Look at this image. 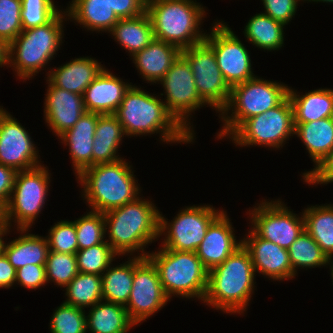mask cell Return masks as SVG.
Listing matches in <instances>:
<instances>
[{
	"mask_svg": "<svg viewBox=\"0 0 333 333\" xmlns=\"http://www.w3.org/2000/svg\"><path fill=\"white\" fill-rule=\"evenodd\" d=\"M121 123L126 137L159 133L165 143H193L188 133L169 113L160 97L153 96L141 87L132 85L114 114Z\"/></svg>",
	"mask_w": 333,
	"mask_h": 333,
	"instance_id": "cell-1",
	"label": "cell"
},
{
	"mask_svg": "<svg viewBox=\"0 0 333 333\" xmlns=\"http://www.w3.org/2000/svg\"><path fill=\"white\" fill-rule=\"evenodd\" d=\"M160 211L151 199L137 197L121 207L111 209L104 214L105 232L109 239H105L119 256L147 257V245L159 236Z\"/></svg>",
	"mask_w": 333,
	"mask_h": 333,
	"instance_id": "cell-2",
	"label": "cell"
},
{
	"mask_svg": "<svg viewBox=\"0 0 333 333\" xmlns=\"http://www.w3.org/2000/svg\"><path fill=\"white\" fill-rule=\"evenodd\" d=\"M249 251L238 247L222 264L208 271L204 304L228 314H244L255 290Z\"/></svg>",
	"mask_w": 333,
	"mask_h": 333,
	"instance_id": "cell-3",
	"label": "cell"
},
{
	"mask_svg": "<svg viewBox=\"0 0 333 333\" xmlns=\"http://www.w3.org/2000/svg\"><path fill=\"white\" fill-rule=\"evenodd\" d=\"M125 160L95 164L76 177L91 211L105 213L141 196L132 166Z\"/></svg>",
	"mask_w": 333,
	"mask_h": 333,
	"instance_id": "cell-4",
	"label": "cell"
},
{
	"mask_svg": "<svg viewBox=\"0 0 333 333\" xmlns=\"http://www.w3.org/2000/svg\"><path fill=\"white\" fill-rule=\"evenodd\" d=\"M154 38L171 43L180 50L205 40L201 22L206 11L196 0H146Z\"/></svg>",
	"mask_w": 333,
	"mask_h": 333,
	"instance_id": "cell-5",
	"label": "cell"
},
{
	"mask_svg": "<svg viewBox=\"0 0 333 333\" xmlns=\"http://www.w3.org/2000/svg\"><path fill=\"white\" fill-rule=\"evenodd\" d=\"M67 17L66 10H61L47 24L22 30L9 44L8 67H12L19 79L33 78L54 59L63 43V22Z\"/></svg>",
	"mask_w": 333,
	"mask_h": 333,
	"instance_id": "cell-6",
	"label": "cell"
},
{
	"mask_svg": "<svg viewBox=\"0 0 333 333\" xmlns=\"http://www.w3.org/2000/svg\"><path fill=\"white\" fill-rule=\"evenodd\" d=\"M147 257L156 266L162 288L169 300L176 295L203 301L208 285V270L196 252L161 247L157 252L149 251Z\"/></svg>",
	"mask_w": 333,
	"mask_h": 333,
	"instance_id": "cell-7",
	"label": "cell"
},
{
	"mask_svg": "<svg viewBox=\"0 0 333 333\" xmlns=\"http://www.w3.org/2000/svg\"><path fill=\"white\" fill-rule=\"evenodd\" d=\"M288 91V85L258 76L233 86L230 100L219 114L223 128L217 138L229 137L245 120L278 106Z\"/></svg>",
	"mask_w": 333,
	"mask_h": 333,
	"instance_id": "cell-8",
	"label": "cell"
},
{
	"mask_svg": "<svg viewBox=\"0 0 333 333\" xmlns=\"http://www.w3.org/2000/svg\"><path fill=\"white\" fill-rule=\"evenodd\" d=\"M49 169L44 164L16 172L10 199L5 206V222L8 229H30L44 208L51 182ZM17 223V224H16Z\"/></svg>",
	"mask_w": 333,
	"mask_h": 333,
	"instance_id": "cell-9",
	"label": "cell"
},
{
	"mask_svg": "<svg viewBox=\"0 0 333 333\" xmlns=\"http://www.w3.org/2000/svg\"><path fill=\"white\" fill-rule=\"evenodd\" d=\"M294 111L287 96L278 106L245 120L228 138L240 147L282 148L294 135Z\"/></svg>",
	"mask_w": 333,
	"mask_h": 333,
	"instance_id": "cell-10",
	"label": "cell"
},
{
	"mask_svg": "<svg viewBox=\"0 0 333 333\" xmlns=\"http://www.w3.org/2000/svg\"><path fill=\"white\" fill-rule=\"evenodd\" d=\"M224 211L211 205L186 206L173 220L159 213V236L163 248L196 252L210 224Z\"/></svg>",
	"mask_w": 333,
	"mask_h": 333,
	"instance_id": "cell-11",
	"label": "cell"
},
{
	"mask_svg": "<svg viewBox=\"0 0 333 333\" xmlns=\"http://www.w3.org/2000/svg\"><path fill=\"white\" fill-rule=\"evenodd\" d=\"M194 80L188 61L180 54L158 84L163 86L164 103L169 113L195 138L190 115L209 105L199 96Z\"/></svg>",
	"mask_w": 333,
	"mask_h": 333,
	"instance_id": "cell-12",
	"label": "cell"
},
{
	"mask_svg": "<svg viewBox=\"0 0 333 333\" xmlns=\"http://www.w3.org/2000/svg\"><path fill=\"white\" fill-rule=\"evenodd\" d=\"M181 55L191 67L199 96L220 114L230 100L231 88L217 65L213 48L204 40L182 49Z\"/></svg>",
	"mask_w": 333,
	"mask_h": 333,
	"instance_id": "cell-13",
	"label": "cell"
},
{
	"mask_svg": "<svg viewBox=\"0 0 333 333\" xmlns=\"http://www.w3.org/2000/svg\"><path fill=\"white\" fill-rule=\"evenodd\" d=\"M246 212L249 213L251 230L267 241L288 249L304 230L303 214L290 211L281 200H262Z\"/></svg>",
	"mask_w": 333,
	"mask_h": 333,
	"instance_id": "cell-14",
	"label": "cell"
},
{
	"mask_svg": "<svg viewBox=\"0 0 333 333\" xmlns=\"http://www.w3.org/2000/svg\"><path fill=\"white\" fill-rule=\"evenodd\" d=\"M213 24L205 41L213 48L217 65L225 82L232 88L255 78L246 46L226 23L217 20Z\"/></svg>",
	"mask_w": 333,
	"mask_h": 333,
	"instance_id": "cell-15",
	"label": "cell"
},
{
	"mask_svg": "<svg viewBox=\"0 0 333 333\" xmlns=\"http://www.w3.org/2000/svg\"><path fill=\"white\" fill-rule=\"evenodd\" d=\"M170 301L162 288L156 266L148 257L134 265L132 290L125 306L131 321L138 325L160 311Z\"/></svg>",
	"mask_w": 333,
	"mask_h": 333,
	"instance_id": "cell-16",
	"label": "cell"
},
{
	"mask_svg": "<svg viewBox=\"0 0 333 333\" xmlns=\"http://www.w3.org/2000/svg\"><path fill=\"white\" fill-rule=\"evenodd\" d=\"M28 130L0 106V163L16 172L42 165ZM40 160H39V159Z\"/></svg>",
	"mask_w": 333,
	"mask_h": 333,
	"instance_id": "cell-17",
	"label": "cell"
},
{
	"mask_svg": "<svg viewBox=\"0 0 333 333\" xmlns=\"http://www.w3.org/2000/svg\"><path fill=\"white\" fill-rule=\"evenodd\" d=\"M242 244L251 255L255 274H262L273 281L297 276L293 273L287 249L258 237L251 229L246 238H242Z\"/></svg>",
	"mask_w": 333,
	"mask_h": 333,
	"instance_id": "cell-18",
	"label": "cell"
},
{
	"mask_svg": "<svg viewBox=\"0 0 333 333\" xmlns=\"http://www.w3.org/2000/svg\"><path fill=\"white\" fill-rule=\"evenodd\" d=\"M47 93L44 101V118L52 133L59 137L71 129L86 112L83 95L60 89L47 79Z\"/></svg>",
	"mask_w": 333,
	"mask_h": 333,
	"instance_id": "cell-19",
	"label": "cell"
},
{
	"mask_svg": "<svg viewBox=\"0 0 333 333\" xmlns=\"http://www.w3.org/2000/svg\"><path fill=\"white\" fill-rule=\"evenodd\" d=\"M226 211H223L208 227L206 234L196 250V254L210 271L222 264L238 247L242 239L236 240L234 227Z\"/></svg>",
	"mask_w": 333,
	"mask_h": 333,
	"instance_id": "cell-20",
	"label": "cell"
},
{
	"mask_svg": "<svg viewBox=\"0 0 333 333\" xmlns=\"http://www.w3.org/2000/svg\"><path fill=\"white\" fill-rule=\"evenodd\" d=\"M131 86V83L123 82L122 78L104 68L85 89L83 100L86 112L115 114Z\"/></svg>",
	"mask_w": 333,
	"mask_h": 333,
	"instance_id": "cell-21",
	"label": "cell"
},
{
	"mask_svg": "<svg viewBox=\"0 0 333 333\" xmlns=\"http://www.w3.org/2000/svg\"><path fill=\"white\" fill-rule=\"evenodd\" d=\"M98 121V113L85 112L75 125L61 134L58 139L64 146H69L74 174L78 176L82 171L92 166L93 140Z\"/></svg>",
	"mask_w": 333,
	"mask_h": 333,
	"instance_id": "cell-22",
	"label": "cell"
},
{
	"mask_svg": "<svg viewBox=\"0 0 333 333\" xmlns=\"http://www.w3.org/2000/svg\"><path fill=\"white\" fill-rule=\"evenodd\" d=\"M92 57H79L47 73V80L54 86L83 95L85 89L105 68Z\"/></svg>",
	"mask_w": 333,
	"mask_h": 333,
	"instance_id": "cell-23",
	"label": "cell"
},
{
	"mask_svg": "<svg viewBox=\"0 0 333 333\" xmlns=\"http://www.w3.org/2000/svg\"><path fill=\"white\" fill-rule=\"evenodd\" d=\"M180 54L181 50L177 46L154 39L131 59L143 80L156 84L165 76Z\"/></svg>",
	"mask_w": 333,
	"mask_h": 333,
	"instance_id": "cell-24",
	"label": "cell"
},
{
	"mask_svg": "<svg viewBox=\"0 0 333 333\" xmlns=\"http://www.w3.org/2000/svg\"><path fill=\"white\" fill-rule=\"evenodd\" d=\"M18 238L11 242L2 239L1 251L17 270L27 264L45 265L50 251L46 236L31 234L28 229H16ZM28 232V233H27Z\"/></svg>",
	"mask_w": 333,
	"mask_h": 333,
	"instance_id": "cell-25",
	"label": "cell"
},
{
	"mask_svg": "<svg viewBox=\"0 0 333 333\" xmlns=\"http://www.w3.org/2000/svg\"><path fill=\"white\" fill-rule=\"evenodd\" d=\"M68 20L87 29V31L109 33L120 20L107 0H72L65 9Z\"/></svg>",
	"mask_w": 333,
	"mask_h": 333,
	"instance_id": "cell-26",
	"label": "cell"
},
{
	"mask_svg": "<svg viewBox=\"0 0 333 333\" xmlns=\"http://www.w3.org/2000/svg\"><path fill=\"white\" fill-rule=\"evenodd\" d=\"M125 132L114 114H98L93 140L92 166L99 163H113L120 160L118 148Z\"/></svg>",
	"mask_w": 333,
	"mask_h": 333,
	"instance_id": "cell-27",
	"label": "cell"
},
{
	"mask_svg": "<svg viewBox=\"0 0 333 333\" xmlns=\"http://www.w3.org/2000/svg\"><path fill=\"white\" fill-rule=\"evenodd\" d=\"M289 86L288 97L294 111V123H307L333 117V89L319 88L300 95Z\"/></svg>",
	"mask_w": 333,
	"mask_h": 333,
	"instance_id": "cell-28",
	"label": "cell"
},
{
	"mask_svg": "<svg viewBox=\"0 0 333 333\" xmlns=\"http://www.w3.org/2000/svg\"><path fill=\"white\" fill-rule=\"evenodd\" d=\"M109 33L126 52L128 50L131 57L155 39L147 11L137 17L120 19Z\"/></svg>",
	"mask_w": 333,
	"mask_h": 333,
	"instance_id": "cell-29",
	"label": "cell"
},
{
	"mask_svg": "<svg viewBox=\"0 0 333 333\" xmlns=\"http://www.w3.org/2000/svg\"><path fill=\"white\" fill-rule=\"evenodd\" d=\"M294 125V135L302 140L316 168L333 150V117Z\"/></svg>",
	"mask_w": 333,
	"mask_h": 333,
	"instance_id": "cell-30",
	"label": "cell"
},
{
	"mask_svg": "<svg viewBox=\"0 0 333 333\" xmlns=\"http://www.w3.org/2000/svg\"><path fill=\"white\" fill-rule=\"evenodd\" d=\"M86 314L87 331L91 333H128L135 326L124 305L104 300Z\"/></svg>",
	"mask_w": 333,
	"mask_h": 333,
	"instance_id": "cell-31",
	"label": "cell"
},
{
	"mask_svg": "<svg viewBox=\"0 0 333 333\" xmlns=\"http://www.w3.org/2000/svg\"><path fill=\"white\" fill-rule=\"evenodd\" d=\"M141 256L129 257L123 264H111L102 274L103 300L126 306L132 290L134 278V265ZM112 266V267H111Z\"/></svg>",
	"mask_w": 333,
	"mask_h": 333,
	"instance_id": "cell-32",
	"label": "cell"
},
{
	"mask_svg": "<svg viewBox=\"0 0 333 333\" xmlns=\"http://www.w3.org/2000/svg\"><path fill=\"white\" fill-rule=\"evenodd\" d=\"M303 210L304 230L333 259V204L312 205Z\"/></svg>",
	"mask_w": 333,
	"mask_h": 333,
	"instance_id": "cell-33",
	"label": "cell"
},
{
	"mask_svg": "<svg viewBox=\"0 0 333 333\" xmlns=\"http://www.w3.org/2000/svg\"><path fill=\"white\" fill-rule=\"evenodd\" d=\"M246 24L243 31L244 36L257 48L267 51H278L284 46V24L272 19L263 12L256 13Z\"/></svg>",
	"mask_w": 333,
	"mask_h": 333,
	"instance_id": "cell-34",
	"label": "cell"
},
{
	"mask_svg": "<svg viewBox=\"0 0 333 333\" xmlns=\"http://www.w3.org/2000/svg\"><path fill=\"white\" fill-rule=\"evenodd\" d=\"M64 289V303L84 310L103 300L102 278L97 274L79 272Z\"/></svg>",
	"mask_w": 333,
	"mask_h": 333,
	"instance_id": "cell-35",
	"label": "cell"
},
{
	"mask_svg": "<svg viewBox=\"0 0 333 333\" xmlns=\"http://www.w3.org/2000/svg\"><path fill=\"white\" fill-rule=\"evenodd\" d=\"M287 250L295 275L298 273L297 269L300 268L307 270V268L329 266L330 259L305 230L300 233Z\"/></svg>",
	"mask_w": 333,
	"mask_h": 333,
	"instance_id": "cell-36",
	"label": "cell"
},
{
	"mask_svg": "<svg viewBox=\"0 0 333 333\" xmlns=\"http://www.w3.org/2000/svg\"><path fill=\"white\" fill-rule=\"evenodd\" d=\"M116 256L119 257L107 241L83 250H77L78 272L102 276L104 271L116 259Z\"/></svg>",
	"mask_w": 333,
	"mask_h": 333,
	"instance_id": "cell-37",
	"label": "cell"
},
{
	"mask_svg": "<svg viewBox=\"0 0 333 333\" xmlns=\"http://www.w3.org/2000/svg\"><path fill=\"white\" fill-rule=\"evenodd\" d=\"M75 223L78 250L103 243L106 236L104 214L89 211L73 221Z\"/></svg>",
	"mask_w": 333,
	"mask_h": 333,
	"instance_id": "cell-38",
	"label": "cell"
},
{
	"mask_svg": "<svg viewBox=\"0 0 333 333\" xmlns=\"http://www.w3.org/2000/svg\"><path fill=\"white\" fill-rule=\"evenodd\" d=\"M45 271L47 283L54 282L55 285L65 288L79 273L76 254L49 251Z\"/></svg>",
	"mask_w": 333,
	"mask_h": 333,
	"instance_id": "cell-39",
	"label": "cell"
},
{
	"mask_svg": "<svg viewBox=\"0 0 333 333\" xmlns=\"http://www.w3.org/2000/svg\"><path fill=\"white\" fill-rule=\"evenodd\" d=\"M86 311L75 306L61 303L50 320L51 333H87Z\"/></svg>",
	"mask_w": 333,
	"mask_h": 333,
	"instance_id": "cell-40",
	"label": "cell"
},
{
	"mask_svg": "<svg viewBox=\"0 0 333 333\" xmlns=\"http://www.w3.org/2000/svg\"><path fill=\"white\" fill-rule=\"evenodd\" d=\"M21 6L23 30L45 25L61 11L53 0H21Z\"/></svg>",
	"mask_w": 333,
	"mask_h": 333,
	"instance_id": "cell-41",
	"label": "cell"
},
{
	"mask_svg": "<svg viewBox=\"0 0 333 333\" xmlns=\"http://www.w3.org/2000/svg\"><path fill=\"white\" fill-rule=\"evenodd\" d=\"M54 224L46 236L50 251L76 254L78 242L75 223L61 220Z\"/></svg>",
	"mask_w": 333,
	"mask_h": 333,
	"instance_id": "cell-42",
	"label": "cell"
},
{
	"mask_svg": "<svg viewBox=\"0 0 333 333\" xmlns=\"http://www.w3.org/2000/svg\"><path fill=\"white\" fill-rule=\"evenodd\" d=\"M21 0H0V38L10 44L21 32Z\"/></svg>",
	"mask_w": 333,
	"mask_h": 333,
	"instance_id": "cell-43",
	"label": "cell"
},
{
	"mask_svg": "<svg viewBox=\"0 0 333 333\" xmlns=\"http://www.w3.org/2000/svg\"><path fill=\"white\" fill-rule=\"evenodd\" d=\"M265 8L264 14L272 19L287 25L292 17L295 16L297 5L300 1L305 0H261Z\"/></svg>",
	"mask_w": 333,
	"mask_h": 333,
	"instance_id": "cell-44",
	"label": "cell"
},
{
	"mask_svg": "<svg viewBox=\"0 0 333 333\" xmlns=\"http://www.w3.org/2000/svg\"><path fill=\"white\" fill-rule=\"evenodd\" d=\"M17 285L36 290L47 283L45 265L27 264L16 270Z\"/></svg>",
	"mask_w": 333,
	"mask_h": 333,
	"instance_id": "cell-45",
	"label": "cell"
},
{
	"mask_svg": "<svg viewBox=\"0 0 333 333\" xmlns=\"http://www.w3.org/2000/svg\"><path fill=\"white\" fill-rule=\"evenodd\" d=\"M306 184H328L333 182V150L311 171L302 174Z\"/></svg>",
	"mask_w": 333,
	"mask_h": 333,
	"instance_id": "cell-46",
	"label": "cell"
},
{
	"mask_svg": "<svg viewBox=\"0 0 333 333\" xmlns=\"http://www.w3.org/2000/svg\"><path fill=\"white\" fill-rule=\"evenodd\" d=\"M119 19L133 18L146 11V0H107Z\"/></svg>",
	"mask_w": 333,
	"mask_h": 333,
	"instance_id": "cell-47",
	"label": "cell"
},
{
	"mask_svg": "<svg viewBox=\"0 0 333 333\" xmlns=\"http://www.w3.org/2000/svg\"><path fill=\"white\" fill-rule=\"evenodd\" d=\"M16 171L0 163V203L5 207L14 186Z\"/></svg>",
	"mask_w": 333,
	"mask_h": 333,
	"instance_id": "cell-48",
	"label": "cell"
},
{
	"mask_svg": "<svg viewBox=\"0 0 333 333\" xmlns=\"http://www.w3.org/2000/svg\"><path fill=\"white\" fill-rule=\"evenodd\" d=\"M16 281V269L11 265L8 258L0 250V288L9 289Z\"/></svg>",
	"mask_w": 333,
	"mask_h": 333,
	"instance_id": "cell-49",
	"label": "cell"
},
{
	"mask_svg": "<svg viewBox=\"0 0 333 333\" xmlns=\"http://www.w3.org/2000/svg\"><path fill=\"white\" fill-rule=\"evenodd\" d=\"M9 66V44L0 38V67Z\"/></svg>",
	"mask_w": 333,
	"mask_h": 333,
	"instance_id": "cell-50",
	"label": "cell"
},
{
	"mask_svg": "<svg viewBox=\"0 0 333 333\" xmlns=\"http://www.w3.org/2000/svg\"><path fill=\"white\" fill-rule=\"evenodd\" d=\"M0 228H7L5 222V207L0 203Z\"/></svg>",
	"mask_w": 333,
	"mask_h": 333,
	"instance_id": "cell-51",
	"label": "cell"
},
{
	"mask_svg": "<svg viewBox=\"0 0 333 333\" xmlns=\"http://www.w3.org/2000/svg\"><path fill=\"white\" fill-rule=\"evenodd\" d=\"M11 229H8V228H0V250H1V242H2V239L4 238V236L7 234H9V232Z\"/></svg>",
	"mask_w": 333,
	"mask_h": 333,
	"instance_id": "cell-52",
	"label": "cell"
},
{
	"mask_svg": "<svg viewBox=\"0 0 333 333\" xmlns=\"http://www.w3.org/2000/svg\"><path fill=\"white\" fill-rule=\"evenodd\" d=\"M305 1H308V2H323V3H330V4H333V0H305Z\"/></svg>",
	"mask_w": 333,
	"mask_h": 333,
	"instance_id": "cell-53",
	"label": "cell"
},
{
	"mask_svg": "<svg viewBox=\"0 0 333 333\" xmlns=\"http://www.w3.org/2000/svg\"><path fill=\"white\" fill-rule=\"evenodd\" d=\"M329 265H330V271H331V273H330V275H331V279L333 280V259H331L330 260V262H329ZM333 282V281H332ZM333 284V283H332Z\"/></svg>",
	"mask_w": 333,
	"mask_h": 333,
	"instance_id": "cell-54",
	"label": "cell"
}]
</instances>
